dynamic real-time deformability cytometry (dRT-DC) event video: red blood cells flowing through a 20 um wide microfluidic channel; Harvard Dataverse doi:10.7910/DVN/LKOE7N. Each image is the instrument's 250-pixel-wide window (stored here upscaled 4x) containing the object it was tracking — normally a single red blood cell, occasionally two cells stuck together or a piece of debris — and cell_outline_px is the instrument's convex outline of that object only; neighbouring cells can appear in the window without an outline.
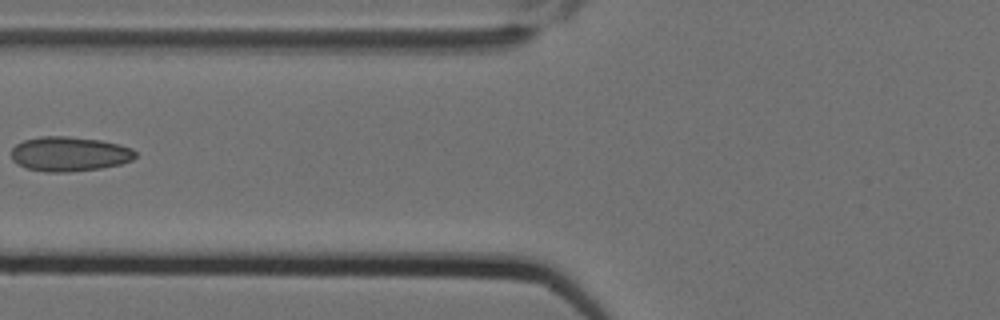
{"species": "Egyptian fruit bat (a non-hibernating species)", "species_latin": "Rousettus aegyptiacus", "temperature_condition": "cold", "stored_images_in_passage": 7, "camera_frame_rate_fps": 3000, "um_per_image_px": 0.085, "animal": {"sex": "female"}, "frame": {"image": 1, "passage_image": 6, "time_ms": 1.667, "image_size_px": [1000, 320], "cell_outline_px": [[136, 156], [132, 160], [120, 164], [100, 168], [68, 172], [44, 172], [28, 168], [16, 164], [12, 160], [12, 148], [16, 144], [24, 140], [40, 136], [68, 136], [100, 140], [120, 144], [132, 148], [136, 152]], "centroid_in_image_um": [5.89, 13.08], "position_along_channel_um": 119.9, "area_um2": 25.14}}
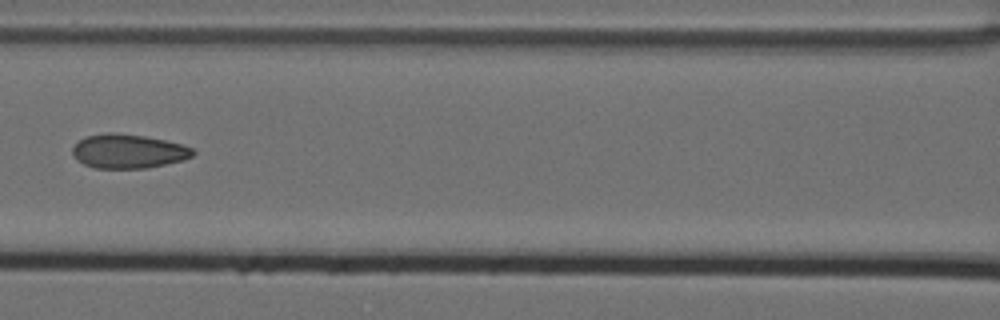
{"frame": {"image": 2, "passage_image": 7, "time_ms": 2.0, "image_size_px": [1000, 320], "cell_outline_px": [[196, 152], [192, 156], [184, 160], [144, 168], [96, 168], [84, 164], [76, 160], [72, 152], [72, 148], [80, 140], [88, 136], [108, 132], [112, 132], [144, 136], [164, 140], [180, 144], [192, 148]], "centroid_in_image_um": [10.89, 12.86], "position_along_channel_um": 155.7, "area_um2": 23.7}}